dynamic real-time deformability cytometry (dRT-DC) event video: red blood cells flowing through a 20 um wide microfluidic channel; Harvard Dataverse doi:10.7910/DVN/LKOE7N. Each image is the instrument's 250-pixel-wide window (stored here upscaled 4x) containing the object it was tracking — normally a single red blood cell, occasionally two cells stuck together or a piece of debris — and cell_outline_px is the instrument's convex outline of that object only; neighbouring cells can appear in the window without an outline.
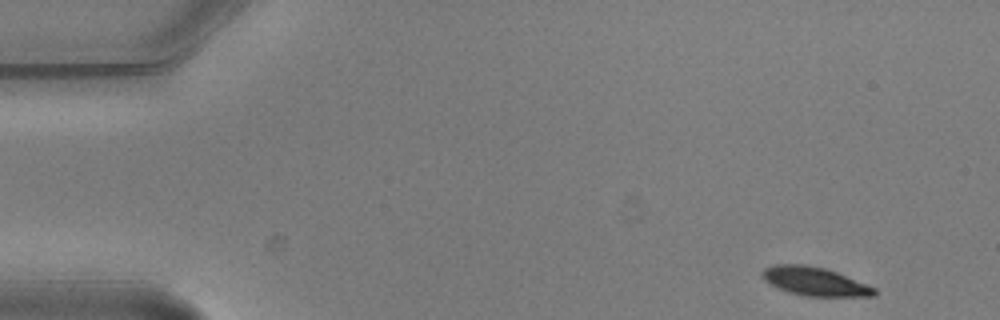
{"species": "common noctule bat (a hibernating species)", "species_latin": "Nyctalus noctula", "temperature_condition": "warm", "stored_images_in_passage": 5, "camera_frame_rate_fps": 3000, "um_per_image_px": 0.085, "animal": {"sex": "male", "body_mass_g": 20.5, "forearm_length_mm": 52.5}, "frame": {"image": 1, "passage_image": 1, "time_ms": 0.0, "image_size_px": [1000, 320], "cell_outline_px": [[876, 296], [808, 296], [788, 292], [764, 280], [760, 272], [764, 268], [776, 264], [804, 264], [824, 268], [836, 272], [876, 288]], "centroid_in_image_um": [69.24, 23.91], "position_along_channel_um": 15.8, "area_um2": 18.44}}